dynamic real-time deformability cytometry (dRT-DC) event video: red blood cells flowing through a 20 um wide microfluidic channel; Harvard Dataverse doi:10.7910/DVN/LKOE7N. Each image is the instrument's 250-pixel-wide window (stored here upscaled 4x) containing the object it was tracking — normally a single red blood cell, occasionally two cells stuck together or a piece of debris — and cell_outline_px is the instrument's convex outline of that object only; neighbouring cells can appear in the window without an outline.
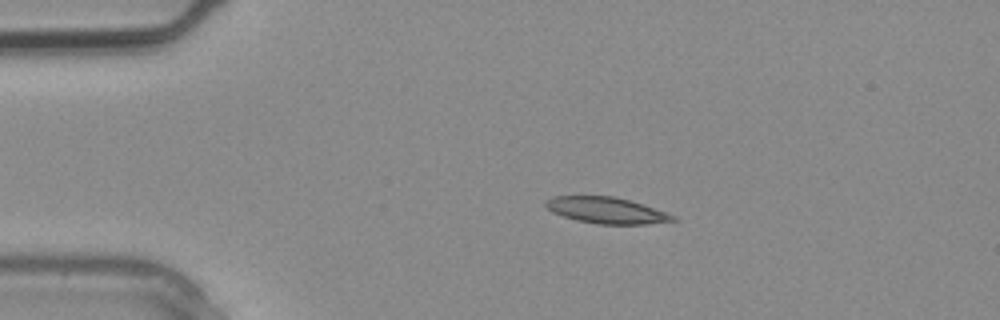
{"species": "common noctule bat (a hibernating species)", "species_latin": "Nyctalus noctula", "temperature_condition": "warm", "stored_images_in_passage": 2, "camera_frame_rate_fps": 3000, "um_per_image_px": 0.085, "animal": {"sex": "male", "body_mass_g": 20.4}, "frame": {"image": 1, "passage_image": 2, "time_ms": 0.333, "image_size_px": [1000, 320], "cell_outline_px": [[680, 220], [648, 224], [596, 224], [576, 220], [552, 212], [544, 204], [544, 200], [552, 196], [612, 196], [632, 200], [676, 216]], "centroid_in_image_um": [51.56, 17.88], "position_along_channel_um": 33.4, "area_um2": 19.59}}